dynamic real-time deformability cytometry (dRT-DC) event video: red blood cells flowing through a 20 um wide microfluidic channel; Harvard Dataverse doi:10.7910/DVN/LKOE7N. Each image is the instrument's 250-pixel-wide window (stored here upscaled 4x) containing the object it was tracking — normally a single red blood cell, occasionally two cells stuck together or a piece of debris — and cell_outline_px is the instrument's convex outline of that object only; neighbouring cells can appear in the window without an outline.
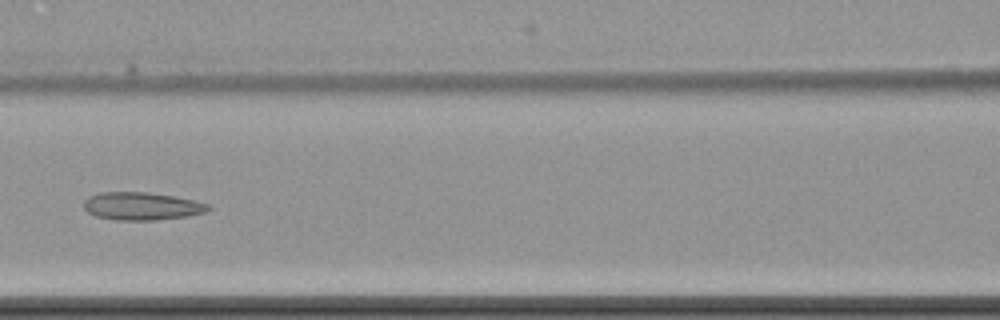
{"species": "common noctule bat (a hibernating species)", "species_latin": "Nyctalus noctula", "temperature_condition": "cold", "stored_images_in_passage": 9, "camera_frame_rate_fps": 3000, "um_per_image_px": 0.085, "animal": {"sex": "female", "body_mass_g": 22.7, "forearm_length_mm": 54.2}, "frame": {"image": 1, "passage_image": 8, "time_ms": 9.333, "image_size_px": [1000, 320], "cell_outline_px": [[212, 208], [208, 212], [188, 216], [156, 220], [116, 220], [96, 216], [88, 212], [84, 208], [84, 200], [88, 196], [100, 192], [148, 192], [172, 196], [192, 200], [208, 204]], "centroid_in_image_um": [12.05, 17.52], "position_along_channel_um": 154.6, "area_um2": 20.23}}
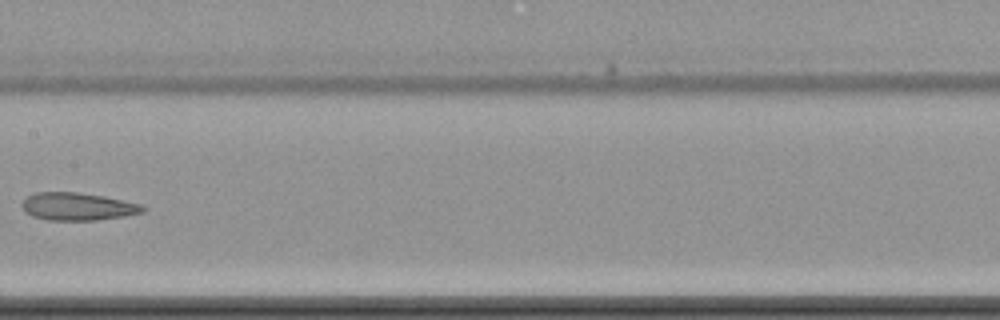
{"frame": {"image": 2, "passage_image": 9, "time_ms": 10.667, "image_size_px": [1000, 320], "cell_outline_px": [[148, 208], [144, 212], [124, 216], [96, 220], [48, 220], [32, 216], [20, 204], [28, 196], [36, 192], [76, 192], [104, 196], [140, 204]], "centroid_in_image_um": [6.63, 17.55], "position_along_channel_um": 200.8, "area_um2": 19.36}}